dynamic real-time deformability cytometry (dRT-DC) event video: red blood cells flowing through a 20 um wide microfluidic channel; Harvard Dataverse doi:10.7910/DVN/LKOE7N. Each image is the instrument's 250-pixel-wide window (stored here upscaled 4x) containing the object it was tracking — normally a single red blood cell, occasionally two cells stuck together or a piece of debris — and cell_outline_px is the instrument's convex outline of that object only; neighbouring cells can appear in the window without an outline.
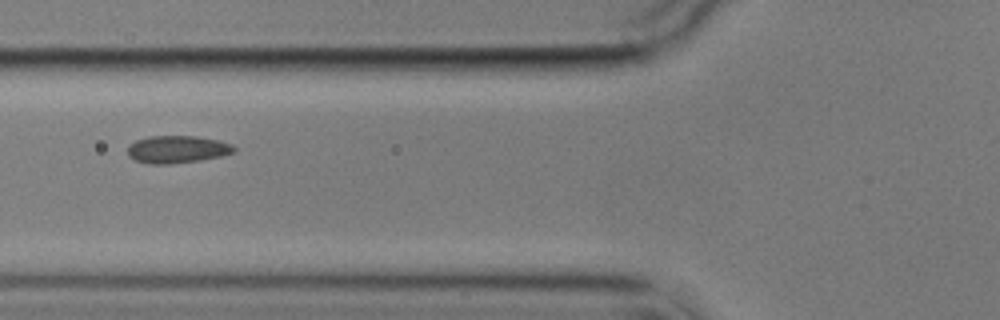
{"species": "common noctule bat (a hibernating species)", "species_latin": "Nyctalus noctula", "temperature_condition": "cold", "stored_images_in_passage": 10, "camera_frame_rate_fps": 3000, "um_per_image_px": 0.085, "animal": {"sex": "male", "body_mass_g": 17.9}, "frame": {"image": 1, "passage_image": 6, "time_ms": 6.667, "image_size_px": [1000, 320], "cell_outline_px": [[236, 152], [220, 156], [200, 160], [168, 164], [148, 164], [136, 160], [128, 156], [128, 144], [136, 140], [148, 136], [196, 136], [216, 140], [232, 144], [236, 148]], "centroid_in_image_um": [15.04, 12.69], "position_along_channel_um": 110.8, "area_um2": 17.05}}
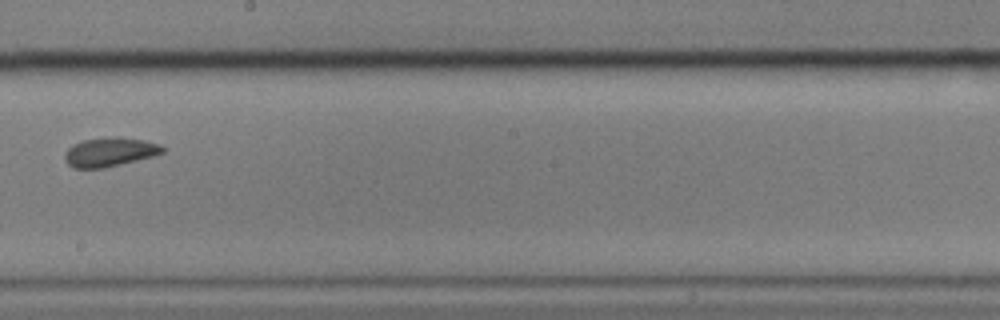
{"frame": {"image": 2, "passage_image": 9, "time_ms": 10.333, "image_size_px": [1000, 320], "cell_outline_px": [[164, 152], [152, 156], [104, 168], [72, 168], [64, 160], [64, 152], [72, 144], [84, 140], [116, 136], [144, 140], [160, 144], [164, 148]], "centroid_in_image_um": [9.29, 12.92], "position_along_channel_um": 238.9, "area_um2": 16.53}}
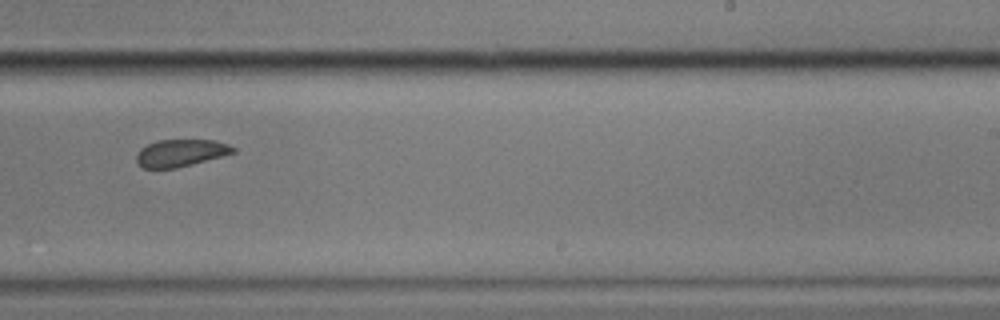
{"frame": {"image": 3, "passage_image": 10, "time_ms": 11.333, "image_size_px": [1000, 320], "cell_outline_px": [[236, 152], [176, 168], [144, 168], [136, 160], [136, 152], [140, 148], [148, 144], [160, 140], [216, 140], [228, 144], [236, 148]], "centroid_in_image_um": [15.36, 12.99], "position_along_channel_um": 273.6, "area_um2": 15.2}}